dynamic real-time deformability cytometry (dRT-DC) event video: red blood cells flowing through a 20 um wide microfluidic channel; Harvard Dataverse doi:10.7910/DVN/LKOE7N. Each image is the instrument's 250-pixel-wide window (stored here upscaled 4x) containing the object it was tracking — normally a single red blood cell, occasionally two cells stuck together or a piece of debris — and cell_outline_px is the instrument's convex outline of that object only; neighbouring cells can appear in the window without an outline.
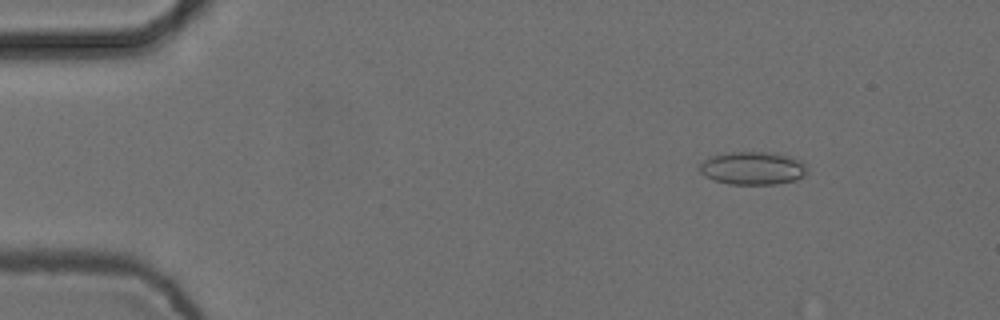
{"species": "common noctule bat (a hibernating species)", "species_latin": "Nyctalus noctula", "temperature_condition": "cold", "stored_images_in_passage": 4, "camera_frame_rate_fps": 3000, "um_per_image_px": 0.085, "animal": {"sex": "female", "body_mass_g": 24.6, "forearm_length_mm": 56.2}, "frame": {"image": 1, "passage_image": 2, "time_ms": 0.333, "image_size_px": [1000, 320], "cell_outline_px": [[804, 176], [796, 180], [776, 184], [728, 184], [712, 180], [704, 176], [700, 172], [700, 164], [704, 160], [712, 156], [736, 152], [772, 152], [792, 156], [800, 160], [804, 164]], "centroid_in_image_um": [63.97, 14.3], "position_along_channel_um": 21.0, "area_um2": 20.63}}